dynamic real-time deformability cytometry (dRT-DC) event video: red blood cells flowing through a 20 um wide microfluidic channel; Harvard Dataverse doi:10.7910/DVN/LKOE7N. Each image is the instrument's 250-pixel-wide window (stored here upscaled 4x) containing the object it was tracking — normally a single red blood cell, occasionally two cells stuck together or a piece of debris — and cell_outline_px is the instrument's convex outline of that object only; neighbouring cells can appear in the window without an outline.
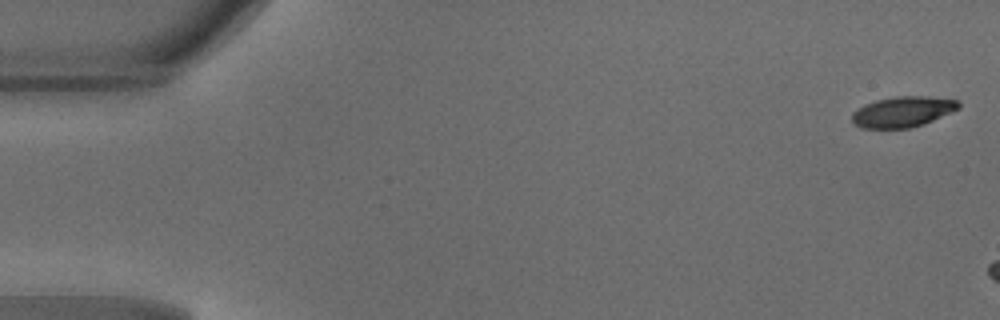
{"species": "common noctule bat (a hibernating species)", "species_latin": "Nyctalus noctula", "temperature_condition": "warm", "stored_images_in_passage": 6, "camera_frame_rate_fps": 3000, "um_per_image_px": 0.085, "animal": {"sex": "male", "body_mass_g": 18.8}, "frame": {"image": 1, "passage_image": 1, "time_ms": 0.0, "image_size_px": [1000, 320], "cell_outline_px": [[960, 108], [924, 124], [908, 128], [860, 128], [852, 124], [852, 112], [864, 104], [876, 100], [896, 96], [928, 96], [960, 100]], "centroid_in_image_um": [76.72, 9.5], "position_along_channel_um": 8.3, "area_um2": 19.19}}